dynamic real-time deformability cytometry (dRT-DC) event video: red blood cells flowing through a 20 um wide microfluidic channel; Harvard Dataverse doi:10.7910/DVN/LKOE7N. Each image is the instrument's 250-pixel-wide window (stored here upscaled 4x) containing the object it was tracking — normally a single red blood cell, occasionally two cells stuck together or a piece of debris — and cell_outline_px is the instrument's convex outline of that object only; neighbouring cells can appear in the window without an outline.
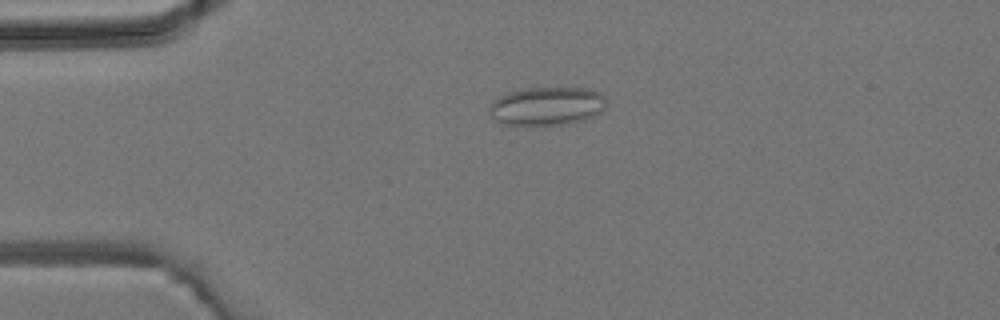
{"species": "common noctule bat (a hibernating species)", "species_latin": "Nyctalus noctula", "temperature_condition": "room temperature", "stored_images_in_passage": 6, "camera_frame_rate_fps": 3000, "um_per_image_px": 0.085, "animal": {"sex": "male", "body_mass_g": 19.2, "forearm_length_mm": 51.8}, "frame": {"image": 1, "passage_image": 3, "time_ms": 3.0, "image_size_px": [1000, 320], "cell_outline_px": [[604, 108], [600, 112], [584, 120], [564, 124], [504, 124], [492, 120], [488, 112], [488, 108], [492, 100], [504, 92], [524, 88], [588, 88], [600, 92], [604, 96]], "centroid_in_image_um": [46.4, 9.0], "position_along_channel_um": 38.6, "area_um2": 26.36}}
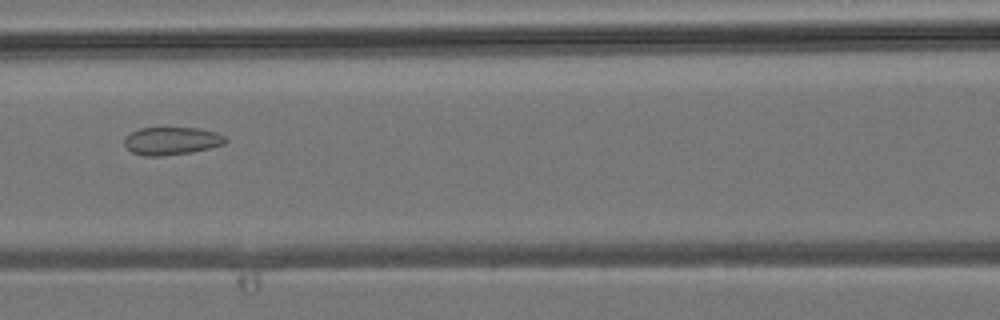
{"frame": {"image": 2, "passage_image": 6, "time_ms": 6.333, "image_size_px": [1000, 320], "cell_outline_px": [[228, 140], [224, 144], [192, 152], [164, 156], [144, 156], [132, 152], [124, 144], [124, 140], [132, 132], [140, 128], [200, 128], [216, 132], [224, 136]], "centroid_in_image_um": [14.6, 11.98], "position_along_channel_um": 152.0, "area_um2": 16.3}}